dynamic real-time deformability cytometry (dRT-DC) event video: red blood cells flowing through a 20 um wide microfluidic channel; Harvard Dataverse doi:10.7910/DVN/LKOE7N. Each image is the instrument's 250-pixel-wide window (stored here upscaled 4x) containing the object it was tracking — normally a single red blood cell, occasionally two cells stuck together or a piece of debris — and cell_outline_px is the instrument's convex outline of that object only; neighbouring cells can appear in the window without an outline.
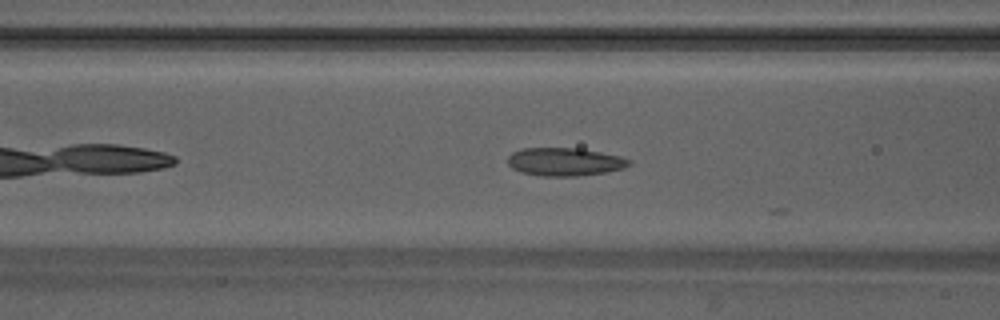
{"species": "Egyptian fruit bat (a non-hibernating species)", "species_latin": "Rousettus aegyptiacus", "temperature_condition": "warm", "stored_images_in_passage": 16, "camera_frame_rate_fps": 3000, "um_per_image_px": 0.085, "animal": {"sex": "male"}, "frame": {"image": 1, "passage_image": 8, "time_ms": 2.333, "image_size_px": [1000, 320], "cell_outline_px": [[632, 164], [624, 168], [604, 172], [576, 176], [544, 176], [520, 172], [512, 168], [508, 164], [508, 156], [512, 152], [524, 148], [580, 148], [620, 156], [632, 160]], "centroid_in_image_um": [48.01, 13.75], "position_along_channel_um": 118.6, "area_um2": 19.88}}
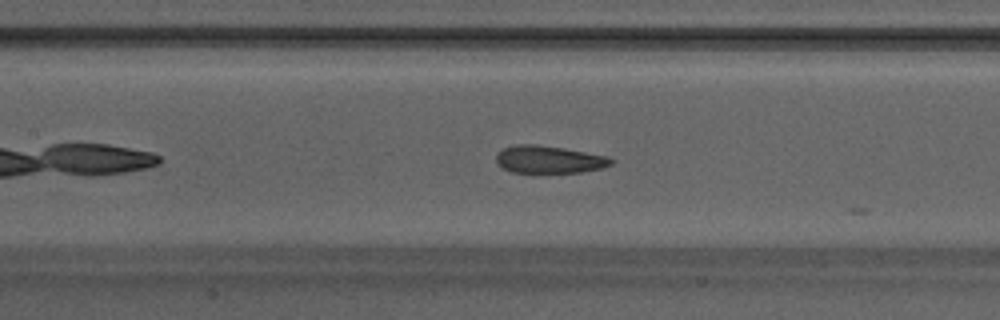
{"frame": {"image": 2, "passage_image": 11, "time_ms": 3.333, "image_size_px": [1000, 320], "cell_outline_px": [[616, 160], [612, 164], [600, 168], [580, 172], [512, 172], [496, 164], [496, 152], [504, 148], [516, 144], [536, 144], [564, 148], [608, 156]], "centroid_in_image_um": [46.65, 13.54], "position_along_channel_um": 160.7, "area_um2": 18.44}}
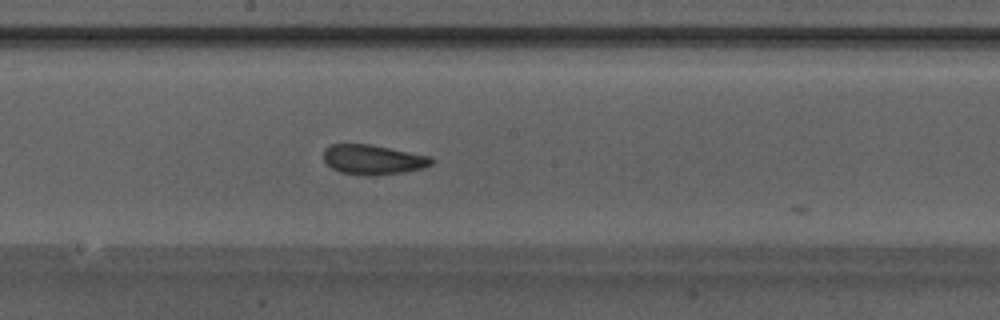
{"frame": {"image": 3, "passage_image": 15, "time_ms": 4.667, "image_size_px": [1000, 320], "cell_outline_px": [[436, 160], [432, 164], [424, 168], [404, 172], [372, 176], [364, 176], [340, 172], [332, 168], [324, 160], [324, 148], [332, 144], [368, 144], [432, 156]], "centroid_in_image_um": [31.74, 13.57], "position_along_channel_um": 216.5, "area_um2": 18.9}}